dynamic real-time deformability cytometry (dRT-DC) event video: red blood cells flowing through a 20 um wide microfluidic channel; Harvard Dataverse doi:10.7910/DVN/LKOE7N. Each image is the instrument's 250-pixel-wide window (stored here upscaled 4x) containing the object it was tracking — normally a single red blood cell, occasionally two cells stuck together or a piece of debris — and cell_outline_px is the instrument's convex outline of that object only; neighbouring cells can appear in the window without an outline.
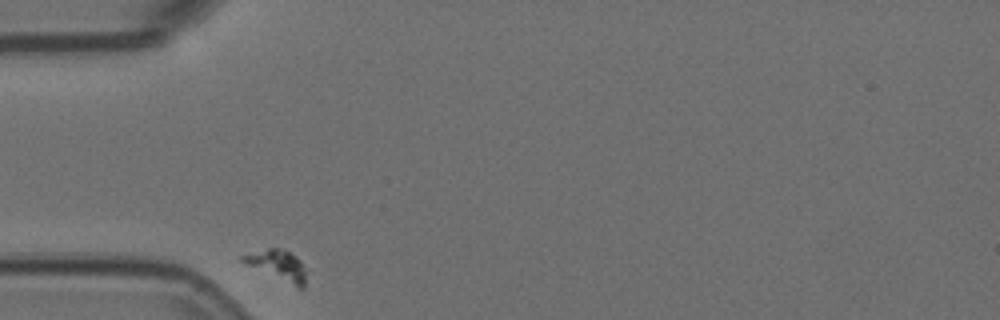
{"species": "Egyptian fruit bat (a non-hibernating species)", "species_latin": "Rousettus aegyptiacus", "temperature_condition": "room temperature", "stored_images_in_passage": 4, "camera_frame_rate_fps": 3000, "um_per_image_px": 0.085, "animal": {"sex": "female"}, "frame": {"image": 1, "passage_image": 1, "time_ms": 0.0, "image_size_px": [1000, 320], "cell_outline_px": [[304, 288], [300, 288], [244, 264], [240, 260], [240, 256], [268, 248], [280, 248], [296, 256], [300, 260], [304, 268]], "centroid_in_image_um": [23.56, 22.53], "position_along_channel_um": 61.4, "area_um2": 10.87}}
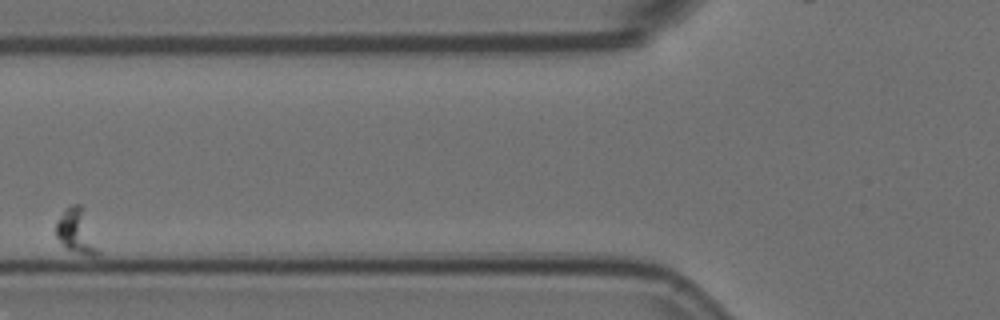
{"frame": {"image": 2, "passage_image": 3, "time_ms": 0.667, "image_size_px": [1000, 320], "cell_outline_px": [[100, 256], [88, 256], [64, 248], [56, 236], [56, 224], [64, 208], [72, 204], [80, 204], [100, 252]], "centroid_in_image_um": [6.48, 19.7], "position_along_channel_um": 119.3, "area_um2": 10.75}}
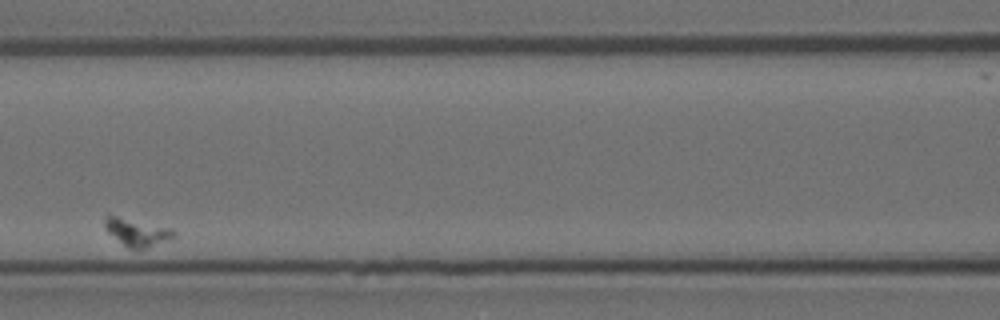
{"frame": {"image": 3, "passage_image": 4, "time_ms": 1.0, "image_size_px": [1000, 320], "cell_outline_px": [[176, 236], [144, 248], [128, 248], [108, 232], [104, 228], [104, 216], [108, 212], [172, 228], [176, 232]], "centroid_in_image_um": [11.58, 19.65], "position_along_channel_um": 155.0, "area_um2": 11.39}}